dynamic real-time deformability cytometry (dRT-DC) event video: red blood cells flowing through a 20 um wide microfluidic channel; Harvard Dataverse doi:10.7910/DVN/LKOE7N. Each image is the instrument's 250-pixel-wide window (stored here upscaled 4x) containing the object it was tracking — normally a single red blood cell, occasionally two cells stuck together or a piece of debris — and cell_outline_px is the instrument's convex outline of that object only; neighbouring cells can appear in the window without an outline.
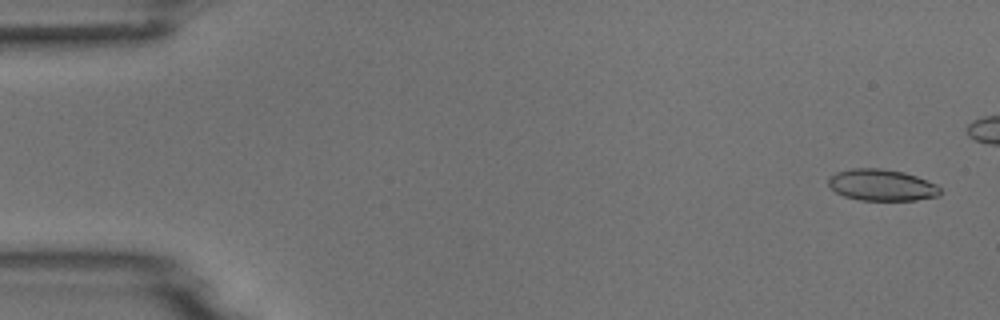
{"species": "common noctule bat (a hibernating species)", "species_latin": "Nyctalus noctula", "temperature_condition": "room temperature", "stored_images_in_passage": 6, "camera_frame_rate_fps": 3000, "um_per_image_px": 0.085, "animal": {"sex": "male", "body_mass_g": 18.8}, "frame": {"image": 1, "passage_image": 1, "time_ms": 0.0, "image_size_px": [1000, 320], "cell_outline_px": [[940, 196], [916, 200], [860, 200], [844, 196], [836, 192], [828, 184], [828, 176], [836, 172], [852, 168], [880, 168], [904, 172], [928, 180], [936, 184], [940, 188]], "centroid_in_image_um": [74.95, 15.72], "position_along_channel_um": 10.1, "area_um2": 20.63}}
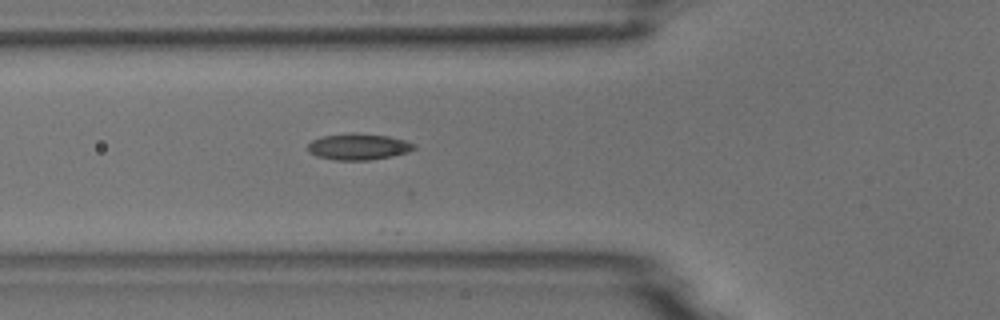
{"frame": {"image": 2, "passage_image": 6, "time_ms": 7.333, "image_size_px": [1000, 320], "cell_outline_px": [[416, 148], [408, 152], [392, 156], [368, 160], [332, 160], [316, 156], [308, 152], [308, 144], [312, 140], [324, 136], [352, 132], [388, 136], [404, 140], [416, 144]], "centroid_in_image_um": [30.46, 12.47], "position_along_channel_um": 95.3, "area_um2": 16.36}}